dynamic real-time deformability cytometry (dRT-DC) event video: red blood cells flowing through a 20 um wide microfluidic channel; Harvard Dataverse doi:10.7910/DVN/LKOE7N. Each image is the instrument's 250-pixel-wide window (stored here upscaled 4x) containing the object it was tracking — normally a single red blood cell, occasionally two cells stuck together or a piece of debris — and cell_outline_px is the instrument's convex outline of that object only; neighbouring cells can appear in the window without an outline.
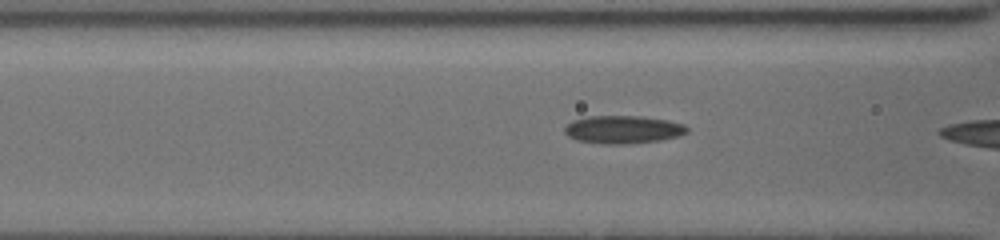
{"species": "common noctule bat (a hibernating species)", "species_latin": "Nyctalus noctula", "temperature_condition": "cold", "stored_images_in_passage": 25, "camera_frame_rate_fps": 3000, "um_per_image_px": 0.085, "animal": {"sex": "female", "body_mass_g": 19.5, "forearm_length_mm": 54.1}, "frame": {"image": 1, "passage_image": 19, "time_ms": 7.333, "image_size_px": [1000, 240], "cell_outline_px": [[688, 132], [676, 136], [660, 140], [628, 144], [604, 144], [576, 140], [568, 136], [564, 132], [564, 128], [572, 120], [588, 116], [640, 116], [668, 120], [684, 124], [688, 128]], "centroid_in_image_um": [52.94, 11.01], "position_along_channel_um": 113.7, "area_um2": 19.94}}
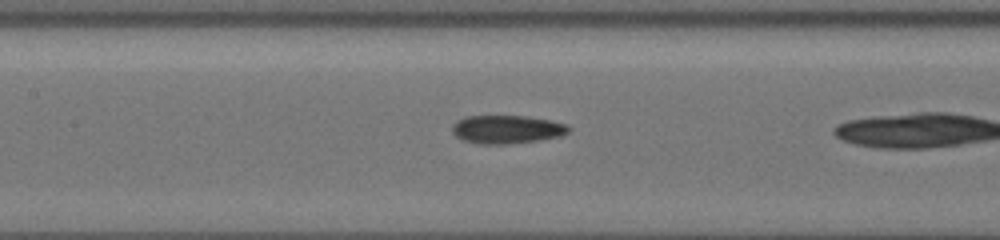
{"frame": {"image": 2, "passage_image": 23, "time_ms": 8.667, "image_size_px": [1000, 240], "cell_outline_px": [[572, 128], [568, 132], [560, 136], [540, 140], [508, 144], [480, 144], [464, 140], [456, 136], [452, 132], [452, 124], [456, 120], [464, 116], [524, 116], [548, 120], [568, 124]], "centroid_in_image_um": [43.07, 10.99], "position_along_channel_um": 164.3, "area_um2": 19.31}}